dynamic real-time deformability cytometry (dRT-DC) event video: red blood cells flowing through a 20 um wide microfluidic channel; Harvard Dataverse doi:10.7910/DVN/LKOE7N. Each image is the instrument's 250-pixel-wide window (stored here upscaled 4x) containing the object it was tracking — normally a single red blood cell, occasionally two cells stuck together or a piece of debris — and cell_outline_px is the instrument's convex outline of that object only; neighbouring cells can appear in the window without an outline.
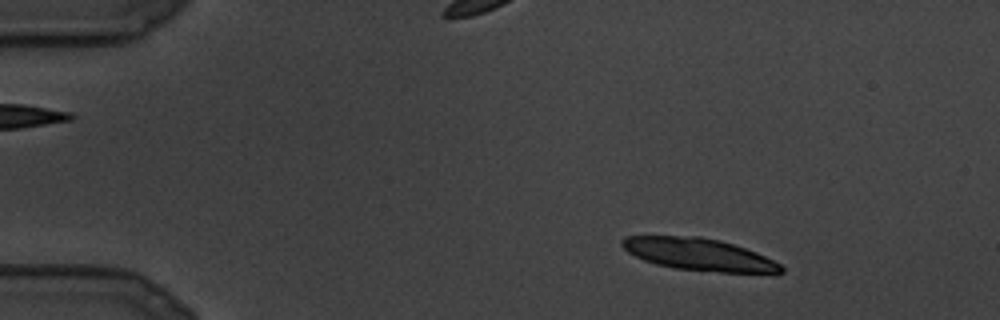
{"species": "common noctule bat (a hibernating species)", "species_latin": "Nyctalus noctula", "temperature_condition": "cold", "stored_images_in_passage": 31, "camera_frame_rate_fps": 3000, "um_per_image_px": 0.085, "animal": {"sex": "male", "body_mass_g": 19.5, "forearm_length_mm": 54.6}, "frame": {"image": 1, "passage_image": 13, "time_ms": 4.0, "image_size_px": [1000, 320], "cell_outline_px": [[784, 272], [720, 272], [672, 268], [656, 264], [644, 260], [628, 252], [620, 244], [620, 240], [624, 236], [700, 236], [720, 240], [756, 252], [780, 264], [784, 268]], "centroid_in_image_um": [59.34, 21.61], "position_along_channel_um": 25.7, "area_um2": 29.54}}